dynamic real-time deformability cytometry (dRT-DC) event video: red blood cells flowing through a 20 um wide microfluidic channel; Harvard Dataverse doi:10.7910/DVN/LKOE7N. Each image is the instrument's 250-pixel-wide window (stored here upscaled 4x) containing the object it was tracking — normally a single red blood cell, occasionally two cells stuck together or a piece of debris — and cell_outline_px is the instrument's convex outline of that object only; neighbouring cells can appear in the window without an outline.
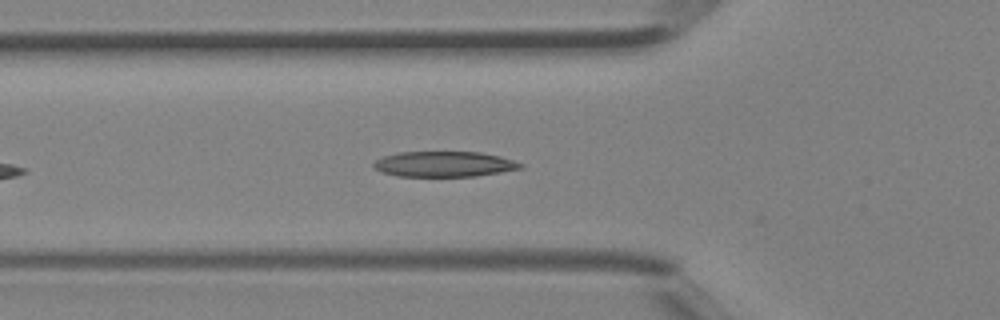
{"species": "Egyptian fruit bat (a non-hibernating species)", "species_latin": "Rousettus aegyptiacus", "temperature_condition": "room temperature", "stored_images_in_passage": 31, "camera_frame_rate_fps": 3000, "um_per_image_px": 0.085, "animal": {"sex": "female"}, "frame": {"image": 1, "passage_image": 6, "time_ms": 1.667, "image_size_px": [1000, 320], "cell_outline_px": [[524, 168], [476, 176], [396, 176], [384, 172], [376, 168], [372, 164], [376, 160], [384, 156], [400, 152], [480, 152], [500, 156], [524, 164]], "centroid_in_image_um": [37.79, 13.95], "position_along_channel_um": 88.0, "area_um2": 21.62}}
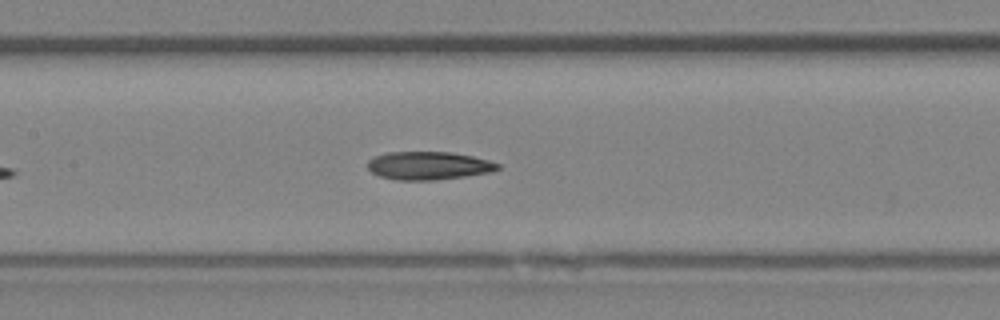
{"frame": {"image": 2, "passage_image": 11, "time_ms": 3.333, "image_size_px": [1000, 320], "cell_outline_px": [[500, 168], [492, 172], [436, 180], [396, 180], [380, 176], [372, 172], [368, 168], [368, 160], [376, 156], [388, 152], [452, 152], [472, 156], [488, 160], [500, 164]], "centroid_in_image_um": [36.44, 14.08], "position_along_channel_um": 171.0, "area_um2": 21.27}}
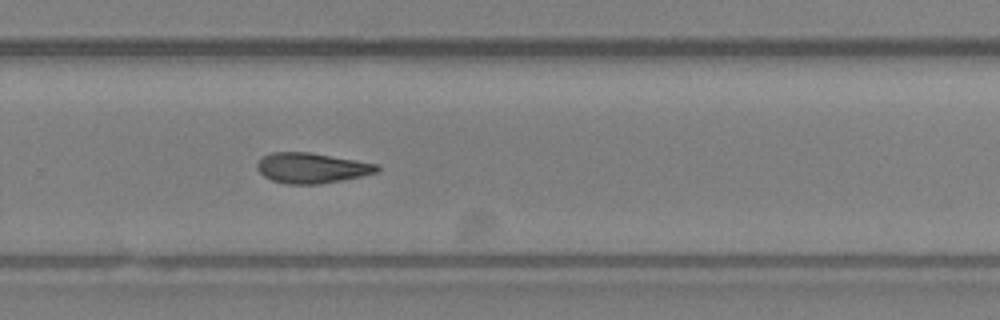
{"frame": {"image": 3, "passage_image": 19, "time_ms": 6.0, "image_size_px": [1000, 320], "cell_outline_px": [[380, 168], [376, 172], [360, 176], [340, 180], [316, 184], [288, 184], [272, 180], [264, 176], [256, 168], [256, 164], [264, 156], [272, 152], [308, 152], [380, 164]], "centroid_in_image_um": [26.48, 14.27], "position_along_channel_um": 303.3, "area_um2": 20.92}}